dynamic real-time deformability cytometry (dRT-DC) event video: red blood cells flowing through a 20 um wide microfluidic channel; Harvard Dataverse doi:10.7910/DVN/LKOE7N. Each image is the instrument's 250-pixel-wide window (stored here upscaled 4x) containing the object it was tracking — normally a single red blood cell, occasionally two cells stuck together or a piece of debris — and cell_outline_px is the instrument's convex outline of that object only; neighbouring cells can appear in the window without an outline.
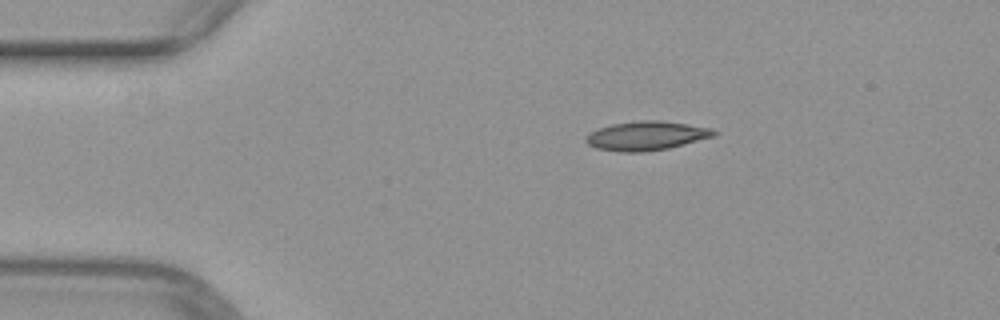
{"species": "common noctule bat (a hibernating species)", "species_latin": "Nyctalus noctula", "temperature_condition": "warm", "stored_images_in_passage": 26, "camera_frame_rate_fps": 3000, "um_per_image_px": 0.085, "animal": {"sex": "female", "body_mass_g": 29.2, "forearm_length_mm": 56.3}, "frame": {"image": 1, "passage_image": 1, "time_ms": 0.0, "image_size_px": [1000, 320], "cell_outline_px": [[720, 132], [716, 136], [668, 148], [644, 152], [620, 152], [596, 148], [588, 144], [584, 140], [584, 136], [600, 128], [612, 124], [640, 120], [660, 120], [688, 124], [712, 128]], "centroid_in_image_um": [54.98, 11.54], "position_along_channel_um": 30.0, "area_um2": 21.79}}
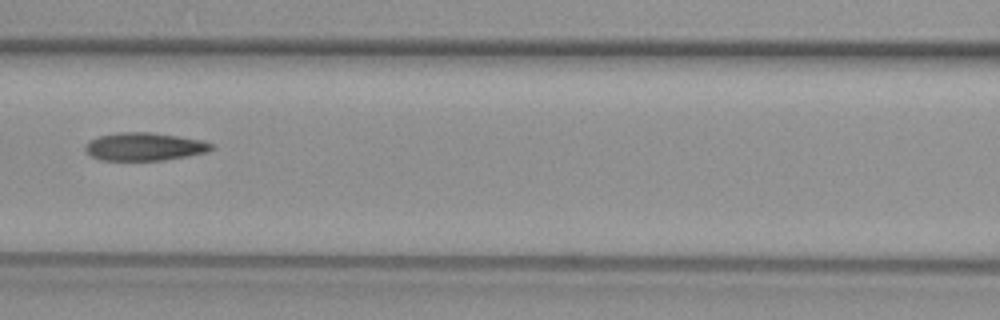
{"frame": {"image": 2, "passage_image": 14, "time_ms": 4.333, "image_size_px": [1000, 320], "cell_outline_px": [[216, 148], [208, 152], [188, 156], [164, 160], [100, 160], [92, 156], [84, 148], [84, 144], [100, 136], [120, 132], [148, 132], [204, 140], [216, 144]], "centroid_in_image_um": [12.36, 12.47], "position_along_channel_um": 154.2, "area_um2": 20.63}}
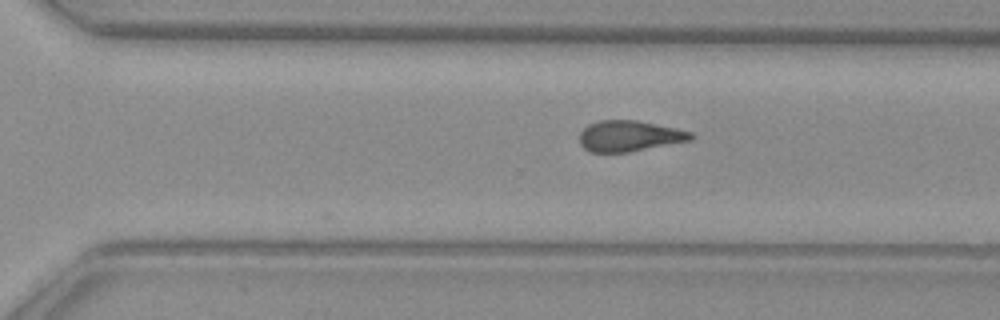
{"frame": {"image": 3, "passage_image": 26, "time_ms": 8.333, "image_size_px": [1000, 320], "cell_outline_px": [[692, 140], [628, 152], [588, 152], [580, 144], [580, 132], [588, 124], [600, 120], [636, 120], [676, 128], [692, 132]], "centroid_in_image_um": [53.47, 11.56], "position_along_channel_um": 317.1, "area_um2": 19.94}}